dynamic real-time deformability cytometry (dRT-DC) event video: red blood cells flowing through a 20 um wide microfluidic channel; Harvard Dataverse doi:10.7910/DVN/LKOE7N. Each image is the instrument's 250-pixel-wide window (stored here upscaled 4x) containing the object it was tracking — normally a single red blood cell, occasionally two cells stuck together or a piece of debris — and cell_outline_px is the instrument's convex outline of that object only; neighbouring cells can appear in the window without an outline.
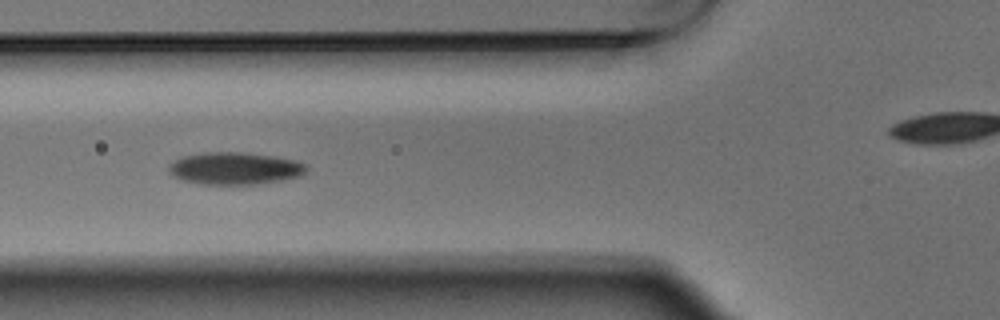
{"species": "Egyptian fruit bat (a non-hibernating species)", "species_latin": "Rousettus aegyptiacus", "temperature_condition": "warm", "stored_images_in_passage": 4, "camera_frame_rate_fps": 3000, "um_per_image_px": 0.085, "animal": {"sex": "male"}, "frame": {"image": 1, "passage_image": 4, "time_ms": 1.0, "image_size_px": [1000, 320], "cell_outline_px": [[308, 168], [304, 176], [256, 184], [200, 184], [180, 180], [172, 176], [168, 168], [168, 164], [184, 156], [204, 152], [244, 152], [276, 156], [296, 160], [304, 164]], "centroid_in_image_um": [19.97, 14.31], "position_along_channel_um": 105.8, "area_um2": 26.13}}